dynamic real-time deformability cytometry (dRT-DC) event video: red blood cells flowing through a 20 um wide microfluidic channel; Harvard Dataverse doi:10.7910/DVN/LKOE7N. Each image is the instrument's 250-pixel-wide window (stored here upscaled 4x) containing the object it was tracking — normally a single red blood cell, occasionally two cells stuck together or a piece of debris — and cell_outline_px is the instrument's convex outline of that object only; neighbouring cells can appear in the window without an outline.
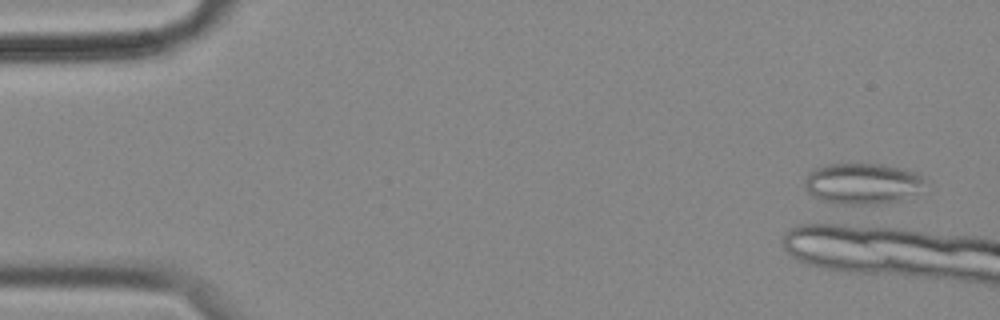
{"species": "common noctule bat (a hibernating species)", "species_latin": "Nyctalus noctula", "temperature_condition": "cold", "stored_images_in_passage": 4, "camera_frame_rate_fps": 3000, "um_per_image_px": 0.085, "animal": {"sex": "female", "body_mass_g": 18.4}, "frame": {"image": 1, "passage_image": 3, "time_ms": 0.667, "image_size_px": [1000, 320], "cell_outline_px": [[920, 180], [916, 192], [900, 200], [876, 204], [844, 204], [824, 200], [812, 196], [808, 192], [804, 184], [804, 180], [808, 172], [812, 168], [828, 164], [884, 164], [916, 172], [920, 176]], "centroid_in_image_um": [73.19, 15.59], "position_along_channel_um": 11.8, "area_um2": 28.21}}